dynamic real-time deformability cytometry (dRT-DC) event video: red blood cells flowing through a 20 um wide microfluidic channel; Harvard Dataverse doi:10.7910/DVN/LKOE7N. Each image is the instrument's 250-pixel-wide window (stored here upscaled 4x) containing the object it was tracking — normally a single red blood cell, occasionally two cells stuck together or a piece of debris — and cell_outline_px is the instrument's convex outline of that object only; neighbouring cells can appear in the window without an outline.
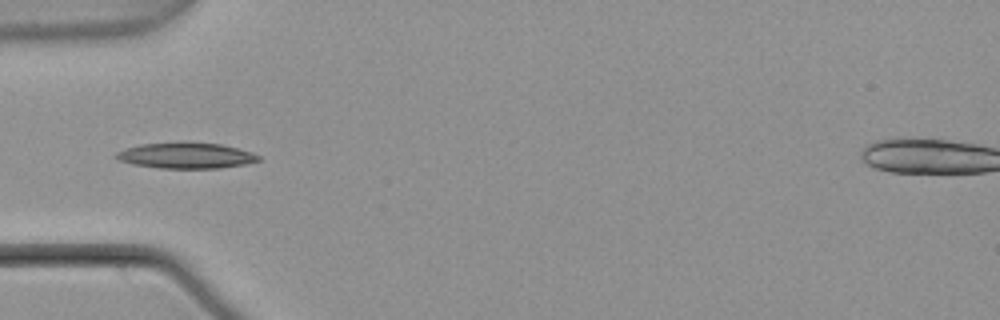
{"species": "common noctule bat (a hibernating species)", "species_latin": "Nyctalus noctula", "temperature_condition": "warm", "stored_images_in_passage": 4, "camera_frame_rate_fps": 3000, "um_per_image_px": 0.085, "animal": {"sex": "male", "body_mass_g": 21.5, "forearm_length_mm": 52.0}, "frame": {"image": 1, "passage_image": 4, "time_ms": 1.0, "image_size_px": [1000, 320], "cell_outline_px": [[260, 160], [244, 164], [220, 168], [160, 168], [132, 164], [120, 160], [112, 156], [116, 152], [124, 148], [140, 144], [220, 144], [252, 152], [260, 156]], "centroid_in_image_um": [15.78, 13.25], "position_along_channel_um": 69.2, "area_um2": 20.75}}